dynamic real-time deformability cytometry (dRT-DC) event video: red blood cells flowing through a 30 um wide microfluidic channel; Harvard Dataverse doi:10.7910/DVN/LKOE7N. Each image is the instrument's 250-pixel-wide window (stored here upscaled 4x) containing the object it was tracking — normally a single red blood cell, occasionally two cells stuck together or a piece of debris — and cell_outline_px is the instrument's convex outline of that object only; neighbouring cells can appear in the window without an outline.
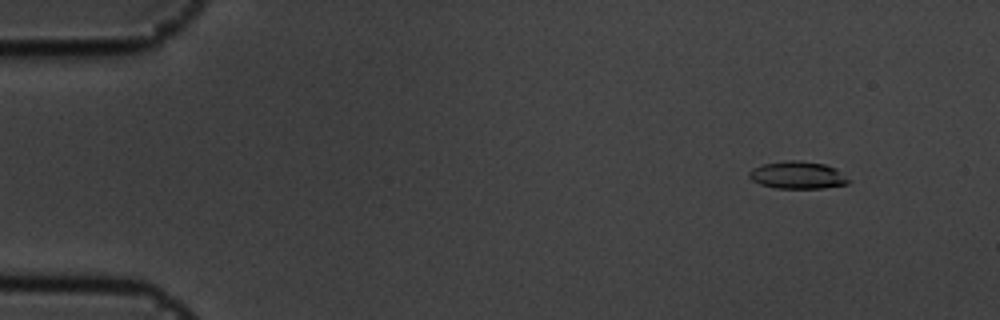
{"species": "common noctule bat (a hibernating species)", "species_latin": "Nyctalus noctula", "temperature_condition": "cold", "stored_images_in_passage": 56, "camera_frame_rate_fps": 3000, "um_per_image_px": 0.085, "animal": {"sex": "male", "body_mass_g": 19.5, "forearm_length_mm": 54.6}, "frame": {"image": 1, "passage_image": 5, "time_ms": 1.333, "image_size_px": [1000, 320], "cell_outline_px": [[852, 180], [848, 184], [824, 188], [776, 188], [760, 184], [752, 180], [748, 176], [748, 172], [752, 168], [764, 164], [784, 160], [800, 160], [824, 164], [836, 168]], "centroid_in_image_um": [67.82, 14.88], "position_along_channel_um": 17.2, "area_um2": 16.07}}
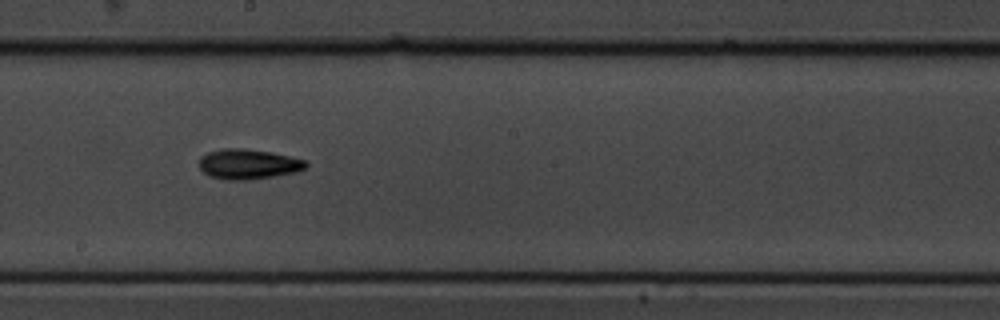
{"frame": {"image": 2, "passage_image": 31, "time_ms": 10.0, "image_size_px": [1000, 320], "cell_outline_px": [[308, 168], [296, 172], [272, 176], [244, 180], [228, 180], [208, 176], [200, 168], [200, 156], [208, 152], [220, 148], [244, 148], [272, 152], [304, 160], [308, 164]], "centroid_in_image_um": [21.09, 13.94], "position_along_channel_um": 227.1, "area_um2": 18.73}}
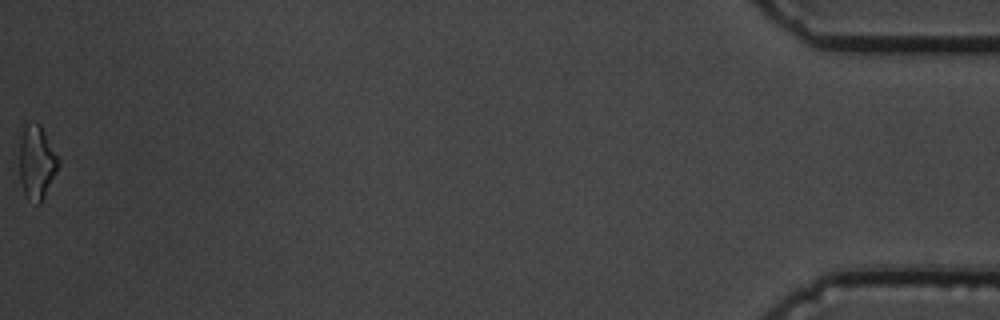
{"frame": {"image": 3, "passage_image": 56, "time_ms": 18.333, "image_size_px": [1000, 320], "cell_outline_px": [[60, 164], [40, 204], [36, 204], [24, 192], [20, 180], [12, 152], [24, 124], [40, 124], [60, 160]], "centroid_in_image_um": [2.99, 13.72], "position_along_channel_um": 432.2, "area_um2": 17.8}, "authors_computed_cell_mechanics": {"area_um2": 16.5886, "velocity_mm_per_s": 3.599, "shape_relaxation_time_tau1_ms": 3.1108, "shape_relaxation_time_tau2_ms": null, "deformation_change_tau1": 0.1221, "deformation_change_tau2": null}}